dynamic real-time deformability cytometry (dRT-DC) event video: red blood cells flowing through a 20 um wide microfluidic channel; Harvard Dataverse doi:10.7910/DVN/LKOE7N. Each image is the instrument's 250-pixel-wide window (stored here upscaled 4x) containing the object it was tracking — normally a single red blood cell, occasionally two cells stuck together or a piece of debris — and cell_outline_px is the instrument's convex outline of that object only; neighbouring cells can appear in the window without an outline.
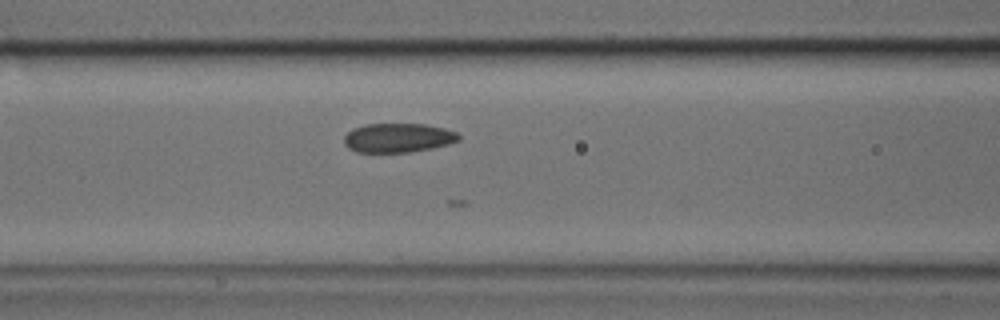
{"species": "common noctule bat (a hibernating species)", "species_latin": "Nyctalus noctula", "temperature_condition": "cold", "stored_images_in_passage": 26, "camera_frame_rate_fps": 3000, "um_per_image_px": 0.085, "animal": {"sex": "male", "body_mass_g": 17.9, "forearm_length_mm": 54.2}, "frame": {"image": 1, "passage_image": 10, "time_ms": 3.0, "image_size_px": [1000, 320], "cell_outline_px": [[460, 140], [448, 144], [432, 148], [412, 152], [356, 152], [348, 148], [344, 144], [344, 136], [352, 128], [364, 124], [424, 124], [444, 128], [456, 132], [460, 136]], "centroid_in_image_um": [33.81, 11.71], "position_along_channel_um": 132.8, "area_um2": 19.59}}
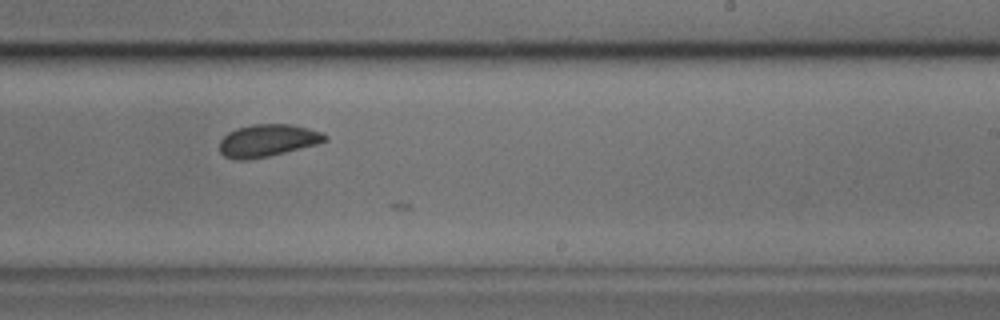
{"frame": {"image": 2, "passage_image": 20, "time_ms": 6.333, "image_size_px": [1000, 320], "cell_outline_px": [[328, 140], [316, 144], [268, 156], [248, 160], [240, 160], [224, 156], [220, 152], [220, 140], [228, 132], [236, 128], [252, 124], [288, 124], [320, 132], [328, 136]], "centroid_in_image_um": [22.7, 11.94], "position_along_channel_um": 266.3, "area_um2": 19.59}}
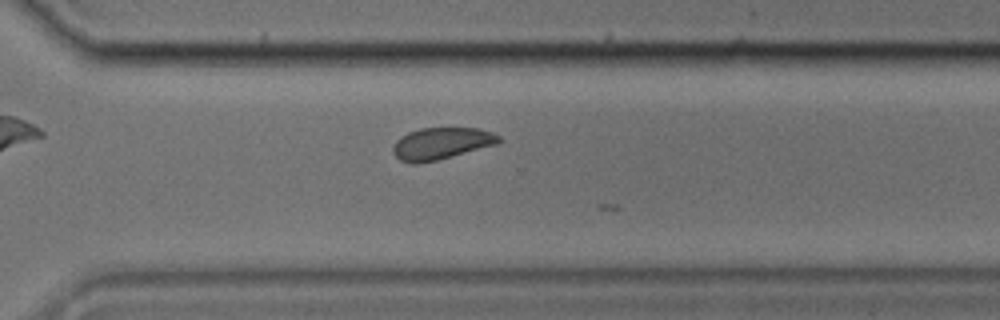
{"frame": {"image": 3, "passage_image": 25, "time_ms": 8.0, "image_size_px": [1000, 320], "cell_outline_px": [[500, 140], [496, 144], [452, 156], [420, 164], [412, 164], [400, 160], [392, 152], [392, 148], [396, 140], [400, 136], [408, 132], [420, 128], [480, 128], [492, 132], [500, 136]], "centroid_in_image_um": [37.47, 12.19], "position_along_channel_um": 333.1, "area_um2": 19.65}}